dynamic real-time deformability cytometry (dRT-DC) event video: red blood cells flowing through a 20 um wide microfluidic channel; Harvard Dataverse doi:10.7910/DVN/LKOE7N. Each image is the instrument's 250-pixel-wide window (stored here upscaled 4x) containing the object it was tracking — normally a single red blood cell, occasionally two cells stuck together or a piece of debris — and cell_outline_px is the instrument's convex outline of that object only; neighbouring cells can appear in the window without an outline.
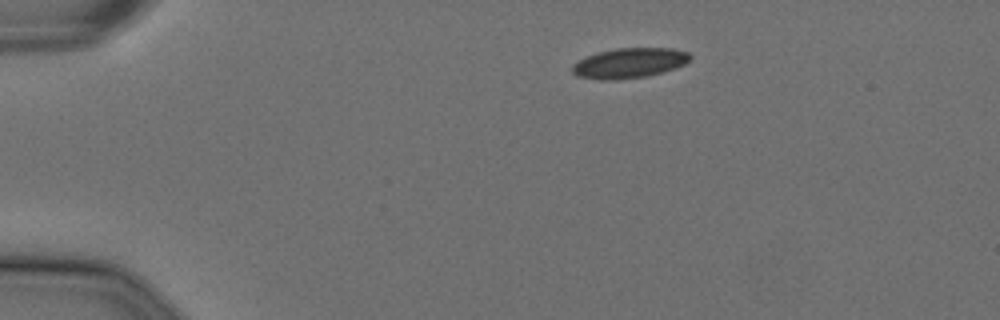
{"species": "Egyptian fruit bat (a non-hibernating species)", "species_latin": "Rousettus aegyptiacus", "temperature_condition": "cold", "stored_images_in_passage": 40, "camera_frame_rate_fps": 3000, "um_per_image_px": 0.085, "animal": {"sex": "female"}, "frame": {"image": 1, "passage_image": 1, "time_ms": 0.0, "image_size_px": [1000, 320], "cell_outline_px": [[692, 60], [676, 68], [644, 76], [612, 80], [600, 80], [576, 76], [572, 72], [572, 64], [596, 52], [616, 48], [676, 48], [688, 52], [692, 56]], "centroid_in_image_um": [53.51, 5.35], "position_along_channel_um": 31.5, "area_um2": 20.69}}
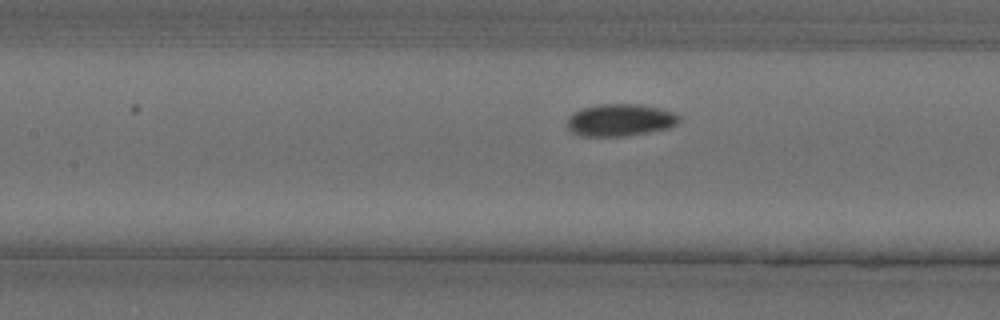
{"frame": {"image": 2, "passage_image": 17, "time_ms": 5.333, "image_size_px": [1000, 320], "cell_outline_px": [[680, 120], [676, 124], [668, 128], [628, 136], [584, 136], [572, 132], [564, 124], [568, 116], [572, 112], [584, 108], [600, 104], [640, 104], [672, 112], [680, 116]], "centroid_in_image_um": [52.66, 10.21], "position_along_channel_um": 154.7, "area_um2": 21.04}}
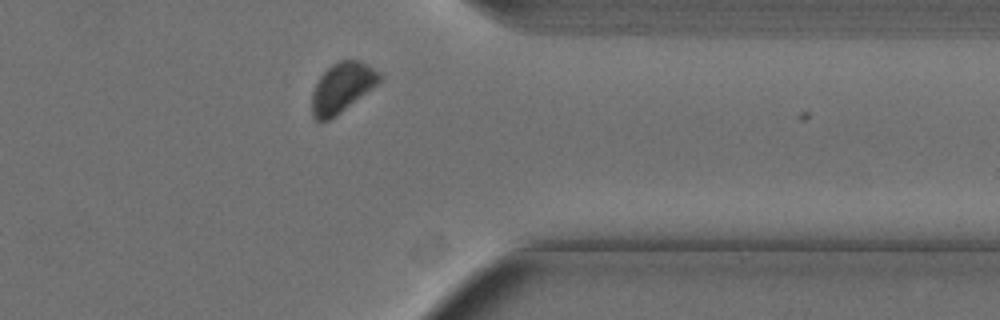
{"frame": {"image": 3, "passage_image": 37, "time_ms": 12.0, "image_size_px": [1000, 320], "cell_outline_px": [[384, 76], [372, 88], [336, 116], [328, 120], [316, 120], [312, 116], [312, 92], [320, 76], [332, 64], [340, 60], [356, 60], [380, 72]], "centroid_in_image_um": [29.06, 7.45], "position_along_channel_um": 382.3, "area_um2": 19.25}, "authors_computed_cell_mechanics": {"area_um2": 21.2704, "velocity_mm_per_s": 3.5096, "shape_relaxation_time_tau1_ms": 2.3164, "shape_relaxation_time_tau2_ms": null, "deformation_change_tau1": 0.0669, "deformation_change_tau2": null}}